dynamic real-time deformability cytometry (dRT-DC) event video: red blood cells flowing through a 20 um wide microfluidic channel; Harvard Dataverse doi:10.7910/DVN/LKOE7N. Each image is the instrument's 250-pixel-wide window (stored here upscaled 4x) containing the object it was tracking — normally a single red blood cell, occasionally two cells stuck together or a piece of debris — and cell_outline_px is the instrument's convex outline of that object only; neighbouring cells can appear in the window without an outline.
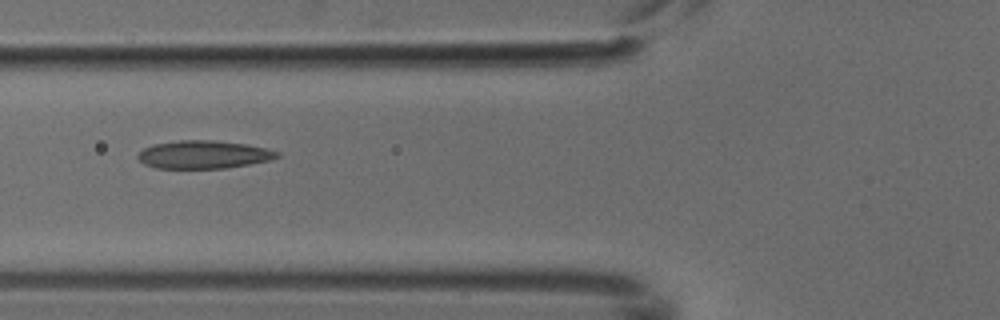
{"species": "common noctule bat (a hibernating species)", "species_latin": "Nyctalus noctula", "temperature_condition": "cold", "stored_images_in_passage": 6, "camera_frame_rate_fps": 3000, "um_per_image_px": 0.085, "animal": {"sex": "male", "body_mass_g": 18.8}, "frame": {"image": 1, "passage_image": 6, "time_ms": 1.667, "image_size_px": [1000, 320], "cell_outline_px": [[280, 156], [272, 160], [224, 168], [156, 168], [144, 164], [136, 156], [144, 148], [152, 144], [180, 140], [216, 140], [248, 144], [268, 148], [280, 152]], "centroid_in_image_um": [17.34, 13.13], "position_along_channel_um": 108.5, "area_um2": 22.89}}